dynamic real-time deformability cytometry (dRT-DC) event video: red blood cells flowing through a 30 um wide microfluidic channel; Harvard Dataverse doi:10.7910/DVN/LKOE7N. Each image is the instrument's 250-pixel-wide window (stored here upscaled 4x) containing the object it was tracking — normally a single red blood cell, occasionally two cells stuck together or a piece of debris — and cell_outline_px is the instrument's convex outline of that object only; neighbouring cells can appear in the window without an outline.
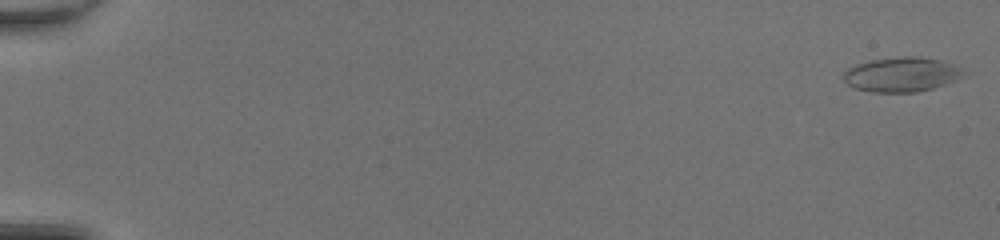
{"species": "common noctule bat (a hibernating species)", "species_latin": "Nyctalus noctula", "temperature_condition": "room temperature", "stored_images_in_passage": 50, "camera_frame_rate_fps": 3000, "um_per_image_px": 0.085, "animal": {"sex": "female", "body_mass_g": 20.0, "forearm_length_mm": 54.0}, "frame": {"image": 1, "passage_image": 1, "time_ms": 0.0, "image_size_px": [1000, 240], "cell_outline_px": [[972, 72], [956, 80], [932, 88], [916, 92], [872, 92], [852, 88], [844, 80], [844, 72], [848, 68], [856, 64], [872, 60], [900, 56], [920, 56], [940, 60], [956, 64]], "centroid_in_image_um": [76.72, 6.32], "position_along_channel_um": 8.3, "area_um2": 24.62}}
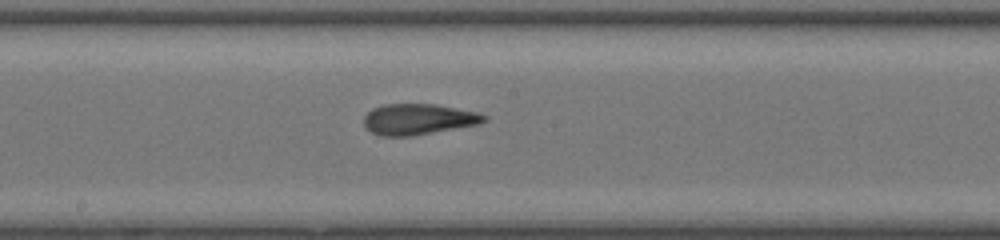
{"frame": {"image": 2, "passage_image": 29, "time_ms": 9.333, "image_size_px": [1000, 240], "cell_outline_px": [[488, 120], [480, 124], [412, 136], [380, 136], [364, 128], [364, 116], [372, 108], [384, 104], [436, 104], [480, 112], [488, 116]], "centroid_in_image_um": [35.59, 10.13], "position_along_channel_um": 212.6, "area_um2": 21.96}}
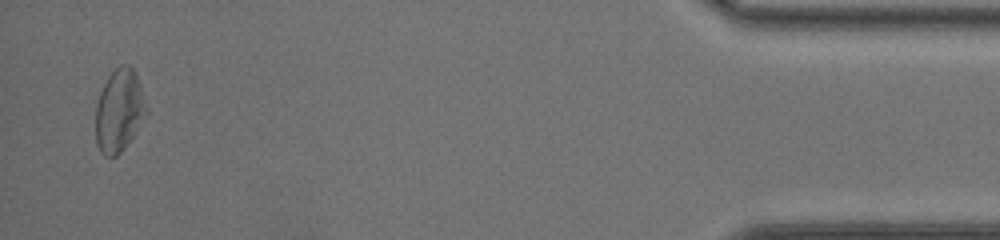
{"frame": {"image": 3, "passage_image": 49, "time_ms": 16.0, "image_size_px": [1000, 240], "cell_outline_px": [[148, 112], [124, 148], [116, 156], [104, 156], [100, 152], [96, 144], [96, 104], [100, 92], [108, 76], [116, 68], [124, 64], [128, 64], [132, 68], [136, 76], [148, 108]], "centroid_in_image_um": [10.11, 9.41], "position_along_channel_um": 425.1, "area_um2": 24.1}, "authors_computed_cell_mechanics": {"area_um2": 22.9755, "velocity_mm_per_s": 4.2879, "shape_relaxation_time_tau1_ms": null, "shape_relaxation_time_tau2_ms": 1.8843, "deformation_change_tau1": null, "deformation_change_tau2": 0.0998}}